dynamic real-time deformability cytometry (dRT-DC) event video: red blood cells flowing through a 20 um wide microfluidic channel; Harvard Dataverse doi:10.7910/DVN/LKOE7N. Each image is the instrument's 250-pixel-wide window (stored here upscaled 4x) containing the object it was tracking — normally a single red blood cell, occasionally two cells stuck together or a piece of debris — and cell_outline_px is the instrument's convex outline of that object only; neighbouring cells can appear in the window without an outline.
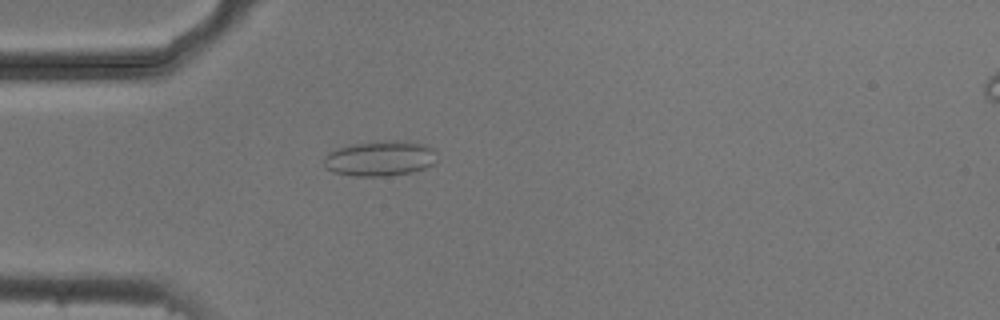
{"species": "common noctule bat (a hibernating species)", "species_latin": "Nyctalus noctula", "temperature_condition": "cold", "stored_images_in_passage": 51, "camera_frame_rate_fps": 3000, "um_per_image_px": 0.085, "animal": {"sex": "male", "body_mass_g": 20.5, "forearm_length_mm": 52.5}, "frame": {"image": 1, "passage_image": 15, "time_ms": 4.667, "image_size_px": [1000, 320], "cell_outline_px": [[436, 160], [432, 164], [424, 168], [412, 172], [388, 176], [356, 176], [332, 172], [324, 164], [324, 156], [332, 148], [348, 144], [372, 140], [404, 140], [424, 144], [436, 148]], "centroid_in_image_um": [32.29, 13.43], "position_along_channel_um": 52.7, "area_um2": 23.93}}
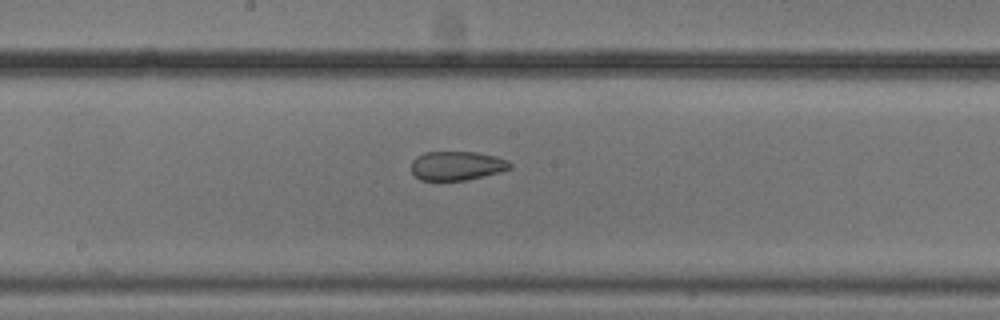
{"frame": {"image": 2, "passage_image": 28, "time_ms": 9.0, "image_size_px": [1000, 320], "cell_outline_px": [[512, 168], [500, 172], [464, 180], [420, 180], [412, 172], [412, 160], [416, 156], [424, 152], [476, 152], [496, 156], [512, 164]], "centroid_in_image_um": [38.81, 14.08], "position_along_channel_um": 209.4, "area_um2": 16.59}}
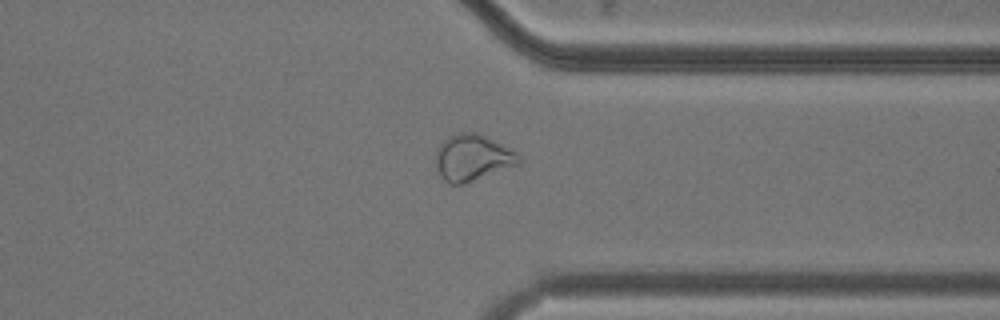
{"frame": {"image": 3, "passage_image": 41, "time_ms": 13.333, "image_size_px": [1000, 320], "cell_outline_px": [[520, 164], [464, 184], [448, 184], [440, 176], [432, 160], [436, 148], [448, 136], [460, 132], [480, 132], [516, 152], [520, 156]], "centroid_in_image_um": [40.11, 13.4], "position_along_channel_um": 371.3, "area_um2": 22.95}, "authors_computed_cell_mechanics": {"area_um2": 21.675, "velocity_mm_per_s": 3.7831, "shape_relaxation_time_tau1_ms": null, "shape_relaxation_time_tau2_ms": 2.0514, "deformation_change_tau1": null, "deformation_change_tau2": 0.0704}}